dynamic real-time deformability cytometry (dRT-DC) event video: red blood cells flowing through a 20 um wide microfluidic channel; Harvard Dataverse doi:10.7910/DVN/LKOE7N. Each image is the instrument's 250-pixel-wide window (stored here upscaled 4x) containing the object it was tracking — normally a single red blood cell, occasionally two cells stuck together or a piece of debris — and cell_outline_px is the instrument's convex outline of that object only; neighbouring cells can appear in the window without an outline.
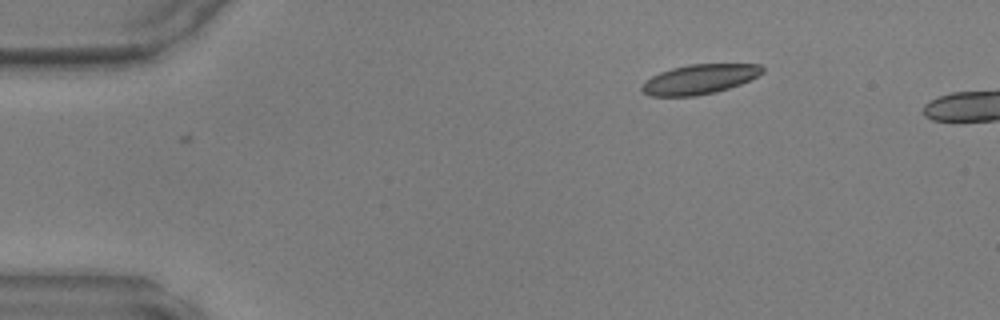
{"species": "common noctule bat (a hibernating species)", "species_latin": "Nyctalus noctula", "temperature_condition": "warm", "stored_images_in_passage": 2, "camera_frame_rate_fps": 3000, "um_per_image_px": 0.085, "animal": {"sex": "male", "body_mass_g": 17.9, "forearm_length_mm": 54.2}, "frame": {"image": 1, "passage_image": 2, "time_ms": 0.333, "image_size_px": [1000, 320], "cell_outline_px": [[764, 72], [740, 84], [716, 92], [696, 96], [648, 96], [640, 88], [652, 76], [660, 72], [672, 68], [688, 64], [760, 64], [764, 68]], "centroid_in_image_um": [59.46, 6.73], "position_along_channel_um": 25.5, "area_um2": 20.69}}